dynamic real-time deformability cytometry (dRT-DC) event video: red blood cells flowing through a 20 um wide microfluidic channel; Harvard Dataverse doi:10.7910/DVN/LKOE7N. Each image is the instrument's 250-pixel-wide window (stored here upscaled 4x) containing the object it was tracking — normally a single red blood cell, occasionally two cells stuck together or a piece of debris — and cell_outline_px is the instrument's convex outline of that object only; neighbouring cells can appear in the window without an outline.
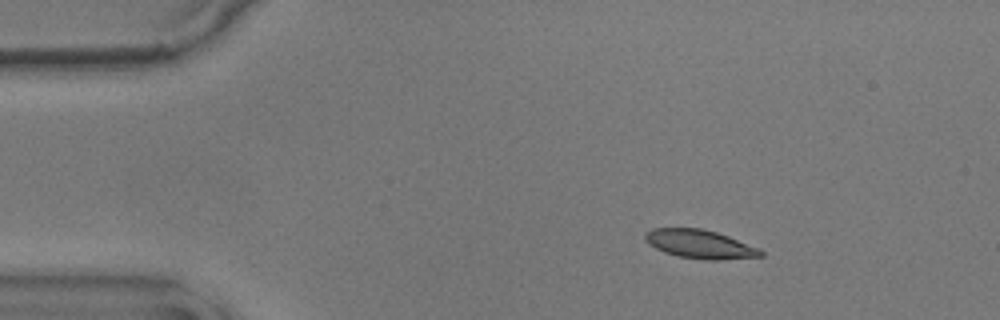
{"species": "common noctule bat (a hibernating species)", "species_latin": "Nyctalus noctula", "temperature_condition": "warm", "stored_images_in_passage": 49, "camera_frame_rate_fps": 3000, "um_per_image_px": 0.085, "animal": {"sex": "male", "body_mass_g": 17.9}, "frame": {"image": 1, "passage_image": 1, "time_ms": 0.0, "image_size_px": [1000, 320], "cell_outline_px": [[764, 256], [716, 260], [704, 260], [680, 256], [664, 252], [648, 244], [644, 240], [644, 232], [652, 228], [700, 228], [716, 232], [728, 236], [760, 248], [764, 252]], "centroid_in_image_um": [59.48, 20.75], "position_along_channel_um": 25.5, "area_um2": 19.36}}
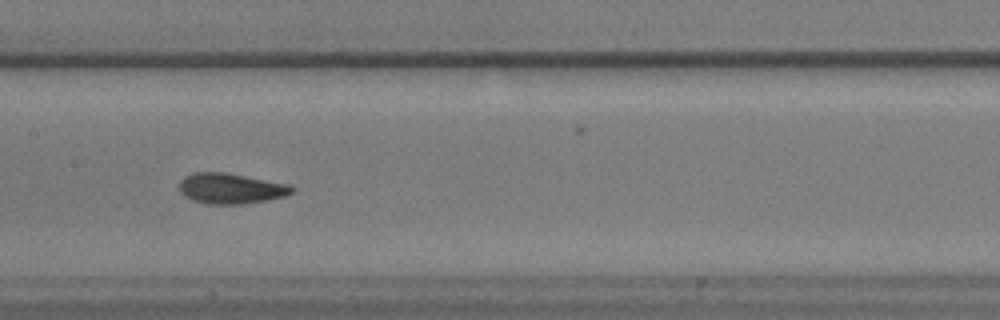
{"frame": {"image": 2, "passage_image": 20, "time_ms": 6.333, "image_size_px": [1000, 320], "cell_outline_px": [[296, 188], [292, 192], [284, 196], [244, 204], [208, 204], [192, 200], [184, 196], [180, 192], [180, 180], [184, 176], [192, 172], [224, 172], [288, 184]], "centroid_in_image_um": [19.57, 16.01], "position_along_channel_um": 187.8, "area_um2": 19.94}}
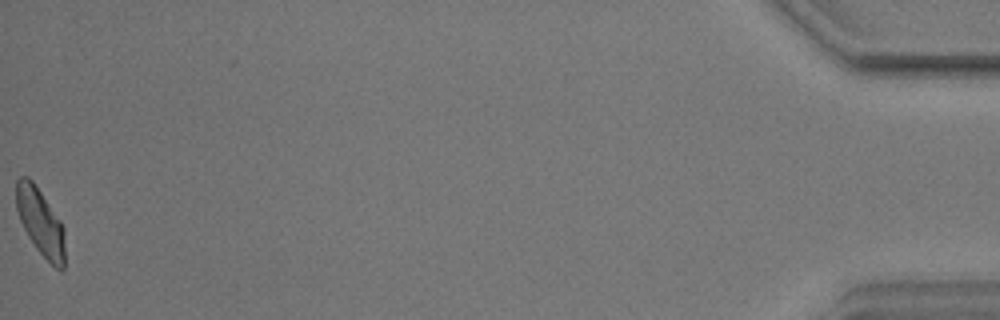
{"frame": {"image": 3, "passage_image": 49, "time_ms": 16.0, "image_size_px": [1000, 320], "cell_outline_px": [[64, 268], [60, 272], [36, 248], [28, 236], [20, 220], [16, 208], [16, 180], [20, 176], [28, 176], [32, 180], [60, 220], [64, 228]], "centroid_in_image_um": [3.43, 18.86], "position_along_channel_um": 431.8, "area_um2": 18.84}, "authors_computed_cell_mechanics": {"area_um2": 19.5364, "velocity_mm_per_s": 3.5602, "shape_relaxation_time_tau1_ms": 4.785, "shape_relaxation_time_tau2_ms": 1.1316, "deformation_change_tau1": 0.1386, "deformation_change_tau2": 0.0672}}